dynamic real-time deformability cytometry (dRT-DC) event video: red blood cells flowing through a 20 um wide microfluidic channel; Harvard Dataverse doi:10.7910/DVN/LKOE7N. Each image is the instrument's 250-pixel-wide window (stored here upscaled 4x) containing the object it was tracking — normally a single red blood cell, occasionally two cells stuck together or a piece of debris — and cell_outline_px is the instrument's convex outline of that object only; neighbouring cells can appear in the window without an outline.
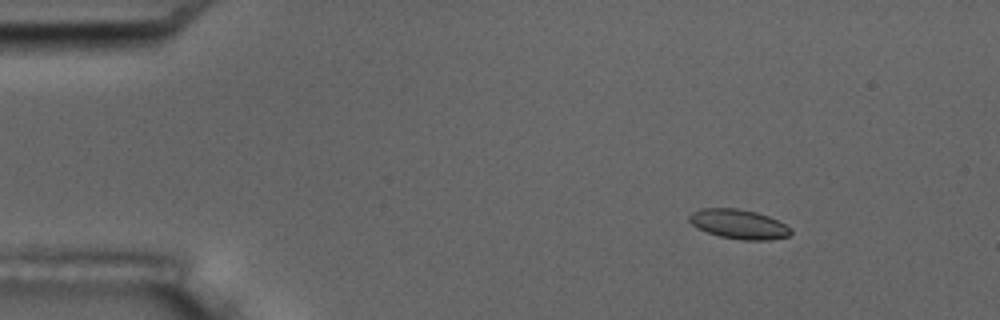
{"species": "common noctule bat (a hibernating species)", "species_latin": "Nyctalus noctula", "temperature_condition": "room temperature", "stored_images_in_passage": 5, "camera_frame_rate_fps": 3000, "um_per_image_px": 0.085, "animal": {"sex": "male", "body_mass_g": 17.5, "forearm_length_mm": 52.3}, "frame": {"image": 1, "passage_image": 3, "time_ms": 2.333, "image_size_px": [1000, 320], "cell_outline_px": [[792, 232], [788, 236], [768, 240], [740, 240], [720, 236], [708, 232], [692, 224], [688, 220], [688, 216], [692, 212], [700, 208], [736, 208], [756, 212], [768, 216], [792, 228]], "centroid_in_image_um": [62.79, 19.05], "position_along_channel_um": 22.2, "area_um2": 17.34}}
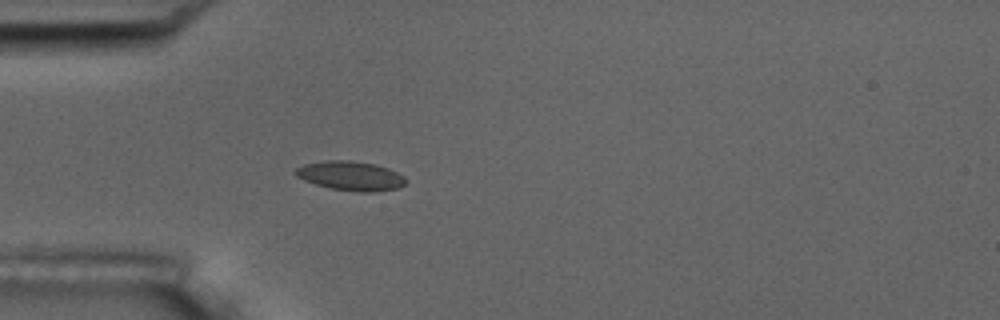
{"frame": {"image": 2, "passage_image": 5, "time_ms": 5.333, "image_size_px": [1000, 320], "cell_outline_px": [[408, 180], [400, 188], [372, 192], [360, 192], [332, 188], [316, 184], [304, 180], [296, 176], [292, 172], [296, 168], [304, 164], [328, 160], [348, 160], [376, 164], [388, 168], [404, 176]], "centroid_in_image_um": [29.81, 14.94], "position_along_channel_um": 55.2, "area_um2": 18.84}}